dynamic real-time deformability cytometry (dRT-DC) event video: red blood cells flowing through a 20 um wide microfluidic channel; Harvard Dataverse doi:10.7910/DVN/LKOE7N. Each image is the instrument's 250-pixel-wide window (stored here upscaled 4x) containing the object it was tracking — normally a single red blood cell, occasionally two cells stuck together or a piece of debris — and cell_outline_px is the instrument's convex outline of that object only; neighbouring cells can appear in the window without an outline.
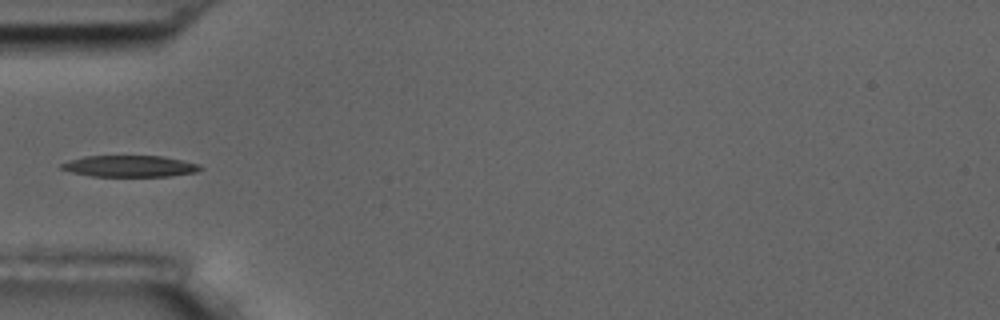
{"species": "common noctule bat (a hibernating species)", "species_latin": "Nyctalus noctula", "temperature_condition": "room temperature", "stored_images_in_passage": 8, "camera_frame_rate_fps": 3000, "um_per_image_px": 0.085, "animal": {"sex": "male", "body_mass_g": 17.5, "forearm_length_mm": 52.3}, "frame": {"image": 1, "passage_image": 5, "time_ms": 5.333, "image_size_px": [1000, 320], "cell_outline_px": [[204, 168], [196, 172], [172, 176], [92, 176], [72, 172], [60, 168], [60, 164], [84, 156], [164, 156], [200, 164]], "centroid_in_image_um": [11.09, 14.12], "position_along_channel_um": 73.9, "area_um2": 17.28}}
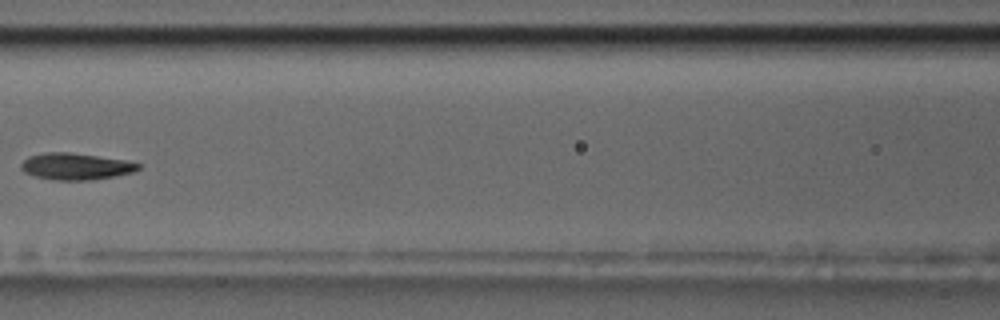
{"frame": {"image": 2, "passage_image": 7, "time_ms": 7.667, "image_size_px": [1000, 320], "cell_outline_px": [[140, 168], [136, 172], [116, 176], [92, 180], [52, 180], [36, 176], [24, 172], [20, 168], [20, 164], [28, 156], [44, 152], [68, 152], [124, 160], [140, 164]], "centroid_in_image_um": [6.43, 14.15], "position_along_channel_um": 160.2, "area_um2": 18.26}}
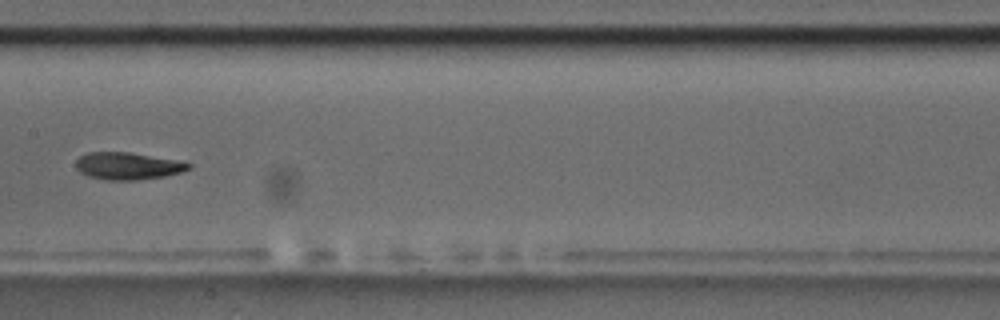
{"frame": {"image": 3, "passage_image": 8, "time_ms": 8.667, "image_size_px": [1000, 320], "cell_outline_px": [[192, 168], [180, 172], [164, 176], [136, 180], [104, 180], [88, 176], [80, 172], [76, 168], [76, 160], [80, 156], [88, 152], [128, 152], [176, 160], [192, 164]], "centroid_in_image_um": [10.83, 14.11], "position_along_channel_um": 196.6, "area_um2": 17.8}}